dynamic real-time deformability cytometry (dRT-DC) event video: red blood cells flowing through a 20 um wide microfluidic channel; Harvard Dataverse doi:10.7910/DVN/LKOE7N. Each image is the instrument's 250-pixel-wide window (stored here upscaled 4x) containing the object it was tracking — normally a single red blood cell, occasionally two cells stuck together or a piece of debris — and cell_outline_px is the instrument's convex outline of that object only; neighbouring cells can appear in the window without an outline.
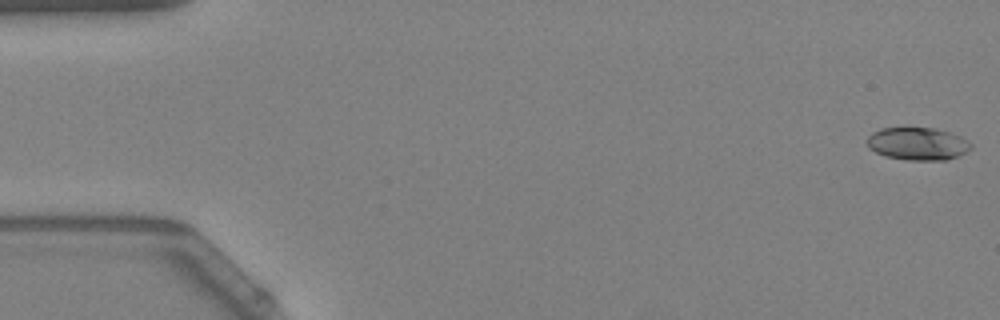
{"species": "Egyptian fruit bat (a non-hibernating species)", "species_latin": "Rousettus aegyptiacus", "temperature_condition": "warm", "stored_images_in_passage": 55, "camera_frame_rate_fps": 3000, "um_per_image_px": 0.085, "animal": {"sex": "female"}, "frame": {"image": 1, "passage_image": 1, "time_ms": 0.0, "image_size_px": [1000, 320], "cell_outline_px": [[972, 148], [948, 160], [908, 160], [888, 156], [876, 152], [868, 148], [868, 136], [872, 132], [880, 128], [904, 124], [936, 128], [960, 136], [972, 144]], "centroid_in_image_um": [77.96, 12.15], "position_along_channel_um": 7.0, "area_um2": 20.4}}
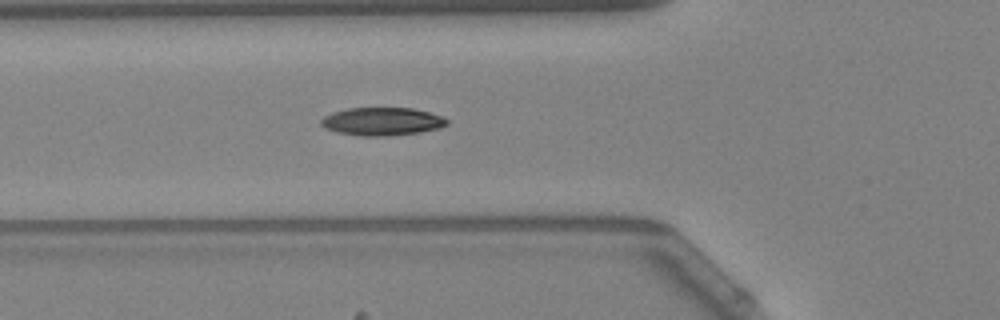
{"frame": {"image": 2, "passage_image": 20, "time_ms": 6.333, "image_size_px": [1000, 320], "cell_outline_px": [[448, 124], [440, 128], [420, 132], [388, 136], [360, 136], [336, 132], [324, 128], [320, 124], [320, 120], [324, 116], [348, 108], [412, 108], [444, 116], [448, 120]], "centroid_in_image_um": [32.49, 10.33], "position_along_channel_um": 93.3, "area_um2": 20.63}}
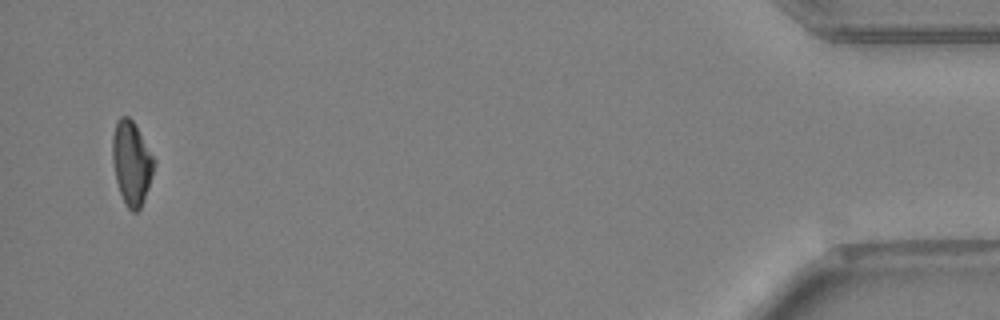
{"frame": {"image": 3, "passage_image": 53, "time_ms": 17.333, "image_size_px": [1000, 320], "cell_outline_px": [[156, 164], [148, 188], [140, 208], [136, 212], [132, 212], [128, 208], [120, 192], [116, 180], [112, 160], [112, 136], [116, 120], [120, 116], [128, 116], [132, 120], [156, 160]], "centroid_in_image_um": [11.18, 13.82], "position_along_channel_um": 424.0, "area_um2": 20.23}, "authors_computed_cell_mechanics": {"area_um2": 20.1144, "velocity_mm_per_s": 3.769, "shape_relaxation_time_tau1_ms": 4.0868, "shape_relaxation_time_tau2_ms": null, "deformation_change_tau1": 0.138, "deformation_change_tau2": null}}